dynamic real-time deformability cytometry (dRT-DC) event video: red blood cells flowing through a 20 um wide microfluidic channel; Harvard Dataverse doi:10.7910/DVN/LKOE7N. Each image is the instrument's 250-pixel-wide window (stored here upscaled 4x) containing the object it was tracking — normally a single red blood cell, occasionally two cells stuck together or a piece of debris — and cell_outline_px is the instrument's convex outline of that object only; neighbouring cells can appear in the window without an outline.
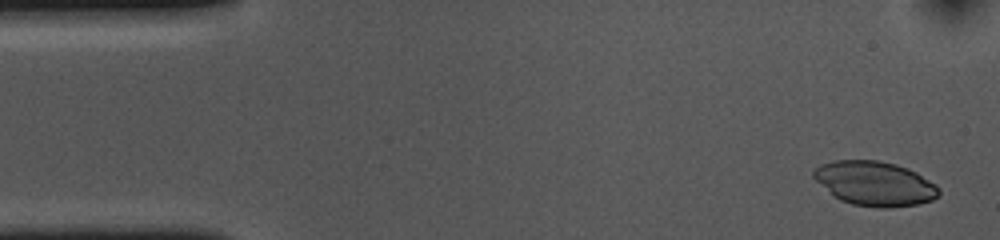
{"species": "common noctule bat (a hibernating species)", "species_latin": "Nyctalus noctula", "temperature_condition": "cold", "stored_images_in_passage": 16, "camera_frame_rate_fps": 3000, "um_per_image_px": 0.085, "animal": {"sex": "female", "body_mass_g": 10.0, "forearm_length_mm": 53.1}, "frame": {"image": 1, "passage_image": 2, "time_ms": 0.333, "image_size_px": [1000, 240], "cell_outline_px": [[940, 192], [932, 200], [920, 204], [888, 208], [876, 208], [852, 204], [840, 200], [816, 180], [812, 176], [812, 172], [820, 164], [836, 160], [876, 160], [896, 164], [908, 168], [916, 172], [936, 184], [940, 188]], "centroid_in_image_um": [74.38, 15.6], "position_along_channel_um": 10.6, "area_um2": 32.43}}